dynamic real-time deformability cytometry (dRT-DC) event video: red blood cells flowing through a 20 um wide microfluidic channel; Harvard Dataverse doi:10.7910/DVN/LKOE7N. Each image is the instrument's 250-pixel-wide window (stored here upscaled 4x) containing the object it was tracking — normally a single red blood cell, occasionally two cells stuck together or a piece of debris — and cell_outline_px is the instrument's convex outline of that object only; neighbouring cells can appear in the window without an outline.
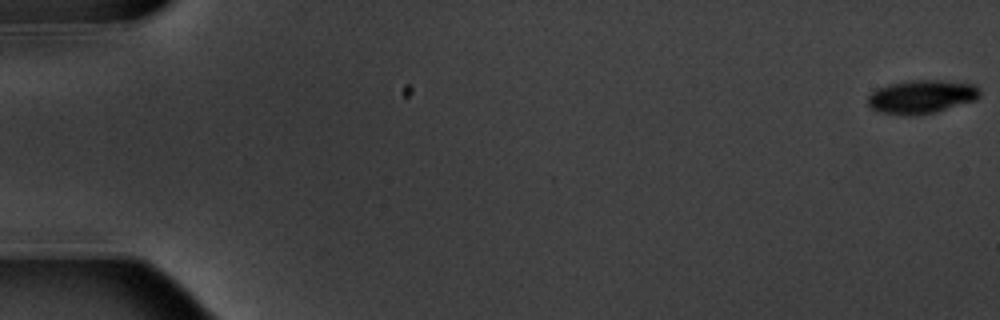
{"species": "common noctule bat (a hibernating species)", "species_latin": "Nyctalus noctula", "temperature_condition": "warm", "stored_images_in_passage": 5, "camera_frame_rate_fps": 3000, "um_per_image_px": 0.085, "animal": {"sex": "male", "body_mass_g": 20.1, "forearm_length_mm": 53.5}, "frame": {"image": 1, "passage_image": 1, "time_ms": 0.0, "image_size_px": [1000, 320], "cell_outline_px": [[980, 96], [976, 100], [932, 112], [908, 116], [880, 112], [872, 108], [868, 104], [868, 96], [876, 88], [888, 84], [908, 80], [944, 80], [976, 84], [980, 88]], "centroid_in_image_um": [78.34, 8.2], "position_along_channel_um": 6.7, "area_um2": 21.91}}